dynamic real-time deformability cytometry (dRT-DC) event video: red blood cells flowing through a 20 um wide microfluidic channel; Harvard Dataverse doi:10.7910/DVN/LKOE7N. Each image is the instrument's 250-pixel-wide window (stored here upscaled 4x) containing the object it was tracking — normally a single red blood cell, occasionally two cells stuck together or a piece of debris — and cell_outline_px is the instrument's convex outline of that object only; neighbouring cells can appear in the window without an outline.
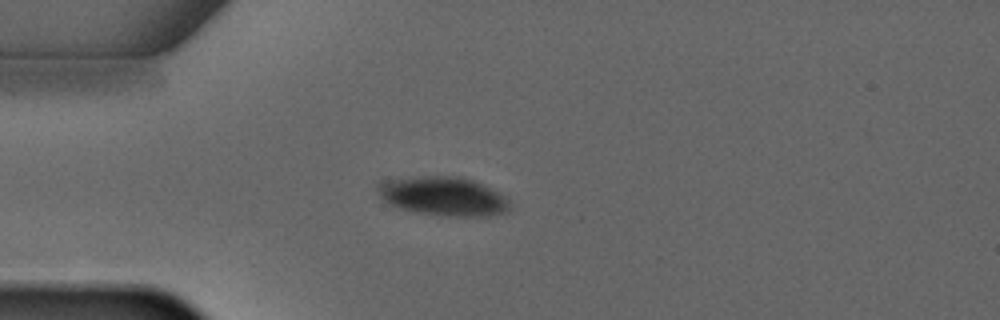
{"species": "common noctule bat (a hibernating species)", "species_latin": "Nyctalus noctula", "temperature_condition": "warm", "stored_images_in_passage": 3, "camera_frame_rate_fps": 3000, "um_per_image_px": 0.085, "animal": {"sex": "male", "forearm_length_mm": 52.5}, "frame": {"image": 1, "passage_image": 3, "time_ms": 2.333, "image_size_px": [1000, 320], "cell_outline_px": [[508, 212], [488, 216], [448, 216], [420, 212], [400, 208], [384, 200], [376, 192], [376, 184], [388, 180], [420, 176], [460, 176], [472, 180], [504, 196], [508, 200]], "centroid_in_image_um": [37.65, 16.67], "position_along_channel_um": 47.3, "area_um2": 29.48}}